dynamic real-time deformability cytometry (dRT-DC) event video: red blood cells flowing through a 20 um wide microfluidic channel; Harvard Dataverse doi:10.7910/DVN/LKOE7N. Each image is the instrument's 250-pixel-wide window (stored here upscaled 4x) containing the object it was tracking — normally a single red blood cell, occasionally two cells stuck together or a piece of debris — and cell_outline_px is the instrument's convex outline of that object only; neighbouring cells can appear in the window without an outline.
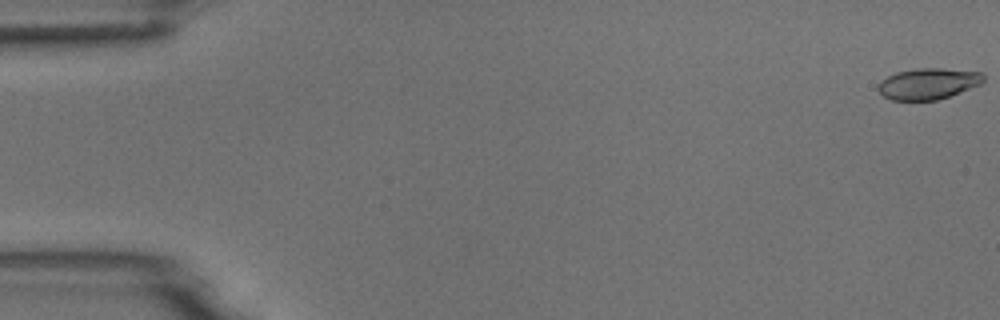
{"species": "common noctule bat (a hibernating species)", "species_latin": "Nyctalus noctula", "temperature_condition": "room temperature", "stored_images_in_passage": 6, "camera_frame_rate_fps": 3000, "um_per_image_px": 0.085, "animal": {"sex": "male", "body_mass_g": 18.8}, "frame": {"image": 1, "passage_image": 1, "time_ms": 0.0, "image_size_px": [1000, 320], "cell_outline_px": [[984, 80], [980, 84], [948, 96], [936, 100], [892, 100], [884, 96], [876, 88], [880, 80], [896, 72], [916, 68], [940, 68], [980, 72], [984, 76]], "centroid_in_image_um": [78.85, 7.1], "position_along_channel_um": 6.2, "area_um2": 18.96}}
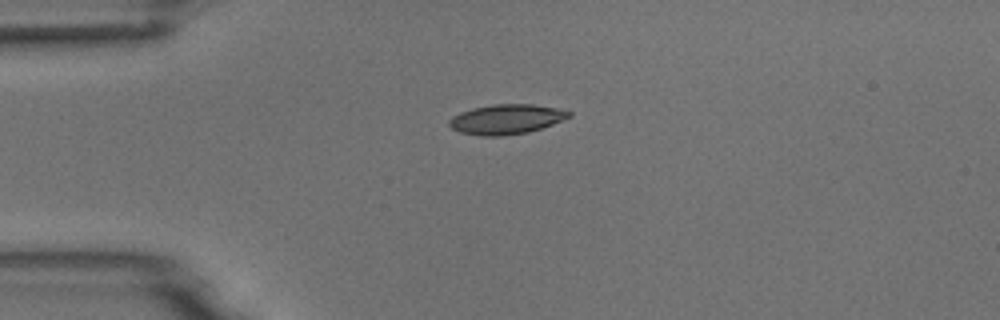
{"frame": {"image": 2, "passage_image": 5, "time_ms": 1.333, "image_size_px": [1000, 320], "cell_outline_px": [[572, 116], [552, 124], [528, 132], [500, 136], [484, 136], [460, 132], [452, 128], [448, 124], [448, 120], [452, 116], [460, 112], [472, 108], [492, 104], [532, 104], [556, 108], [572, 112]], "centroid_in_image_um": [43.01, 10.13], "position_along_channel_um": 42.0, "area_um2": 20.75}}